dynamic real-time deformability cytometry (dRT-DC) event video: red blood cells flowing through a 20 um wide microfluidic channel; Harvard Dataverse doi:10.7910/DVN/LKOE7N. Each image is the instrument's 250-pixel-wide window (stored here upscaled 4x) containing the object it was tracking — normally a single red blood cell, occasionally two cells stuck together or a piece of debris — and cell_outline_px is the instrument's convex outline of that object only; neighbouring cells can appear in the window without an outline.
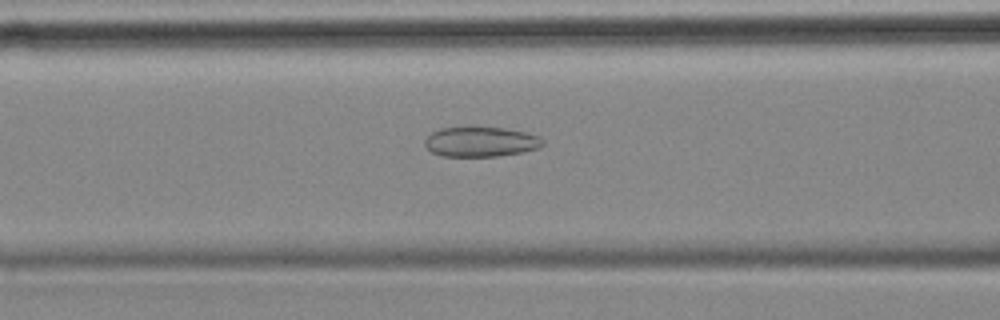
{"species": "common noctule bat (a hibernating species)", "species_latin": "Nyctalus noctula", "temperature_condition": "cold", "stored_images_in_passage": 56, "camera_frame_rate_fps": 3000, "um_per_image_px": 0.085, "animal": {"sex": "female", "body_mass_g": 18.4}, "frame": {"image": 1, "passage_image": 22, "time_ms": 7.0, "image_size_px": [1000, 320], "cell_outline_px": [[544, 144], [540, 148], [520, 152], [496, 156], [444, 156], [432, 152], [424, 144], [424, 140], [432, 132], [440, 128], [468, 124], [504, 128], [528, 132], [540, 136], [544, 140]], "centroid_in_image_um": [40.87, 12.0], "position_along_channel_um": 125.7, "area_um2": 21.33}}
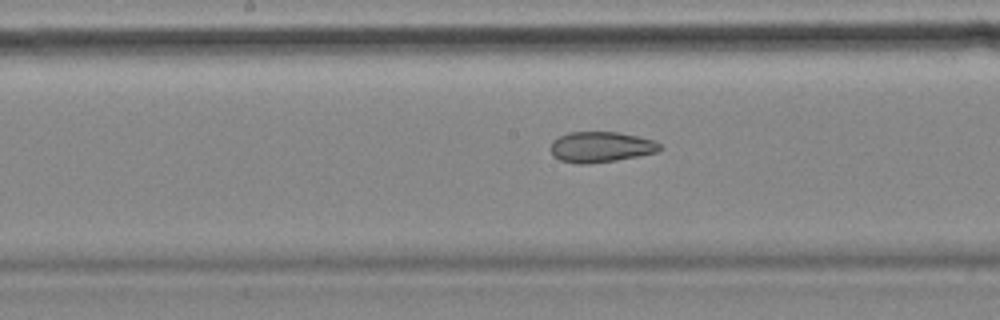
{"frame": {"image": 2, "passage_image": 28, "time_ms": 9.0, "image_size_px": [1000, 320], "cell_outline_px": [[664, 148], [660, 152], [640, 156], [616, 160], [588, 164], [576, 164], [560, 160], [552, 156], [548, 148], [552, 140], [568, 132], [616, 132], [656, 140]], "centroid_in_image_um": [51.07, 12.5], "position_along_channel_um": 197.1, "area_um2": 19.94}}
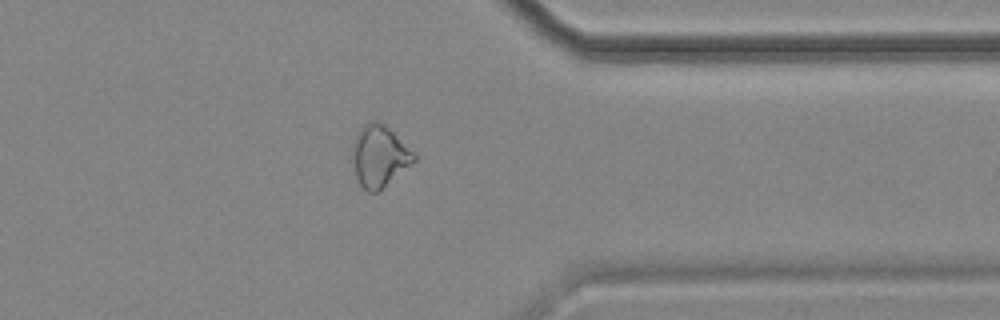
{"frame": {"image": 3, "passage_image": 44, "time_ms": 14.333, "image_size_px": [1000, 320], "cell_outline_px": [[416, 160], [376, 192], [368, 192], [360, 184], [356, 176], [352, 156], [352, 144], [360, 128], [368, 120], [376, 120], [384, 124], [416, 152]], "centroid_in_image_um": [32.25, 13.22], "position_along_channel_um": 379.2, "area_um2": 21.91}, "authors_computed_cell_mechanics": {"area_um2": 23.6402, "velocity_mm_per_s": 3.5728, "shape_relaxation_time_tau1_ms": null, "shape_relaxation_time_tau2_ms": 4.2336, "deformation_change_tau1": null, "deformation_change_tau2": 0.1078}}